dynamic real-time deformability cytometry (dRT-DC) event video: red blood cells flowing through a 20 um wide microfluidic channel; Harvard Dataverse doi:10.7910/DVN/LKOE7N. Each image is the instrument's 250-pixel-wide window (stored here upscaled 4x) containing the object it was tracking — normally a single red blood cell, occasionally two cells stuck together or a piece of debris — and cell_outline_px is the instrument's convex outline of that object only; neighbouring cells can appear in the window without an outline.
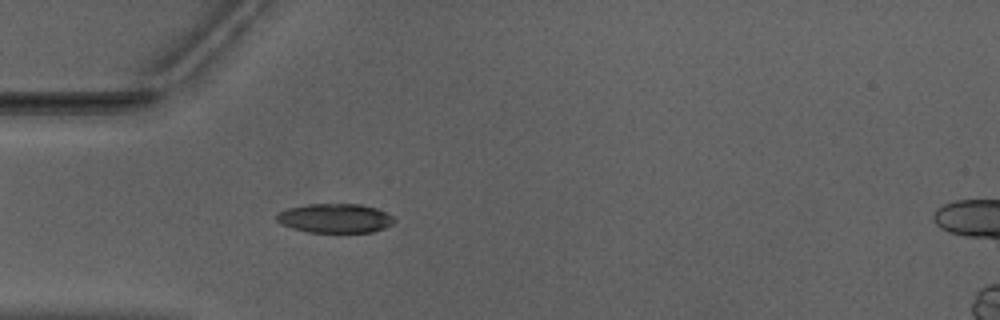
{"species": "Egyptian fruit bat (a non-hibernating species)", "species_latin": "Rousettus aegyptiacus", "temperature_condition": "warm", "stored_images_in_passage": 52, "camera_frame_rate_fps": 3000, "um_per_image_px": 0.085, "animal": {"sex": "male"}, "frame": {"image": 1, "passage_image": 16, "time_ms": 5.0, "image_size_px": [1000, 320], "cell_outline_px": [[396, 220], [392, 224], [384, 228], [372, 232], [308, 232], [292, 228], [276, 220], [276, 216], [280, 212], [288, 208], [308, 204], [360, 204], [376, 208], [392, 216]], "centroid_in_image_um": [28.5, 18.55], "position_along_channel_um": 56.5, "area_um2": 19.83}}
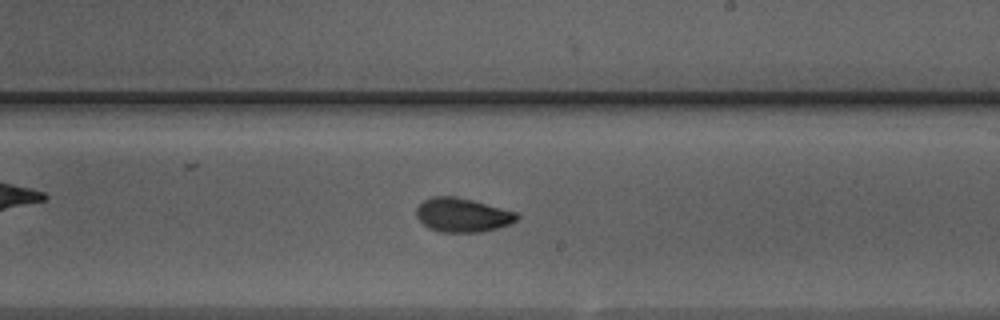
{"frame": {"image": 2, "passage_image": 31, "time_ms": 10.0, "image_size_px": [1000, 320], "cell_outline_px": [[520, 216], [512, 224], [480, 232], [440, 232], [428, 228], [416, 216], [416, 208], [424, 200], [432, 196], [456, 196], [472, 200], [516, 212]], "centroid_in_image_um": [39.3, 18.28], "position_along_channel_um": 249.7, "area_um2": 19.88}}
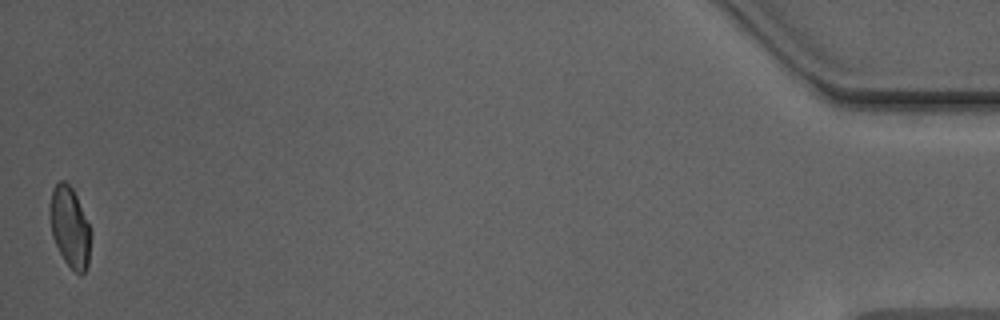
{"frame": {"image": 3, "passage_image": 52, "time_ms": 17.0, "image_size_px": [1000, 320], "cell_outline_px": [[92, 232], [88, 264], [84, 272], [80, 276], [64, 260], [52, 236], [48, 216], [48, 208], [52, 188], [60, 180], [64, 180], [72, 188], [92, 228]], "centroid_in_image_um": [5.93, 19.28], "position_along_channel_um": 429.3, "area_um2": 19.59}, "authors_computed_cell_mechanics": {"area_um2": 19.5364, "velocity_mm_per_s": 3.9668, "shape_relaxation_time_tau1_ms": 5.2064, "shape_relaxation_time_tau2_ms": 1.8702, "deformation_change_tau1": 0.1528, "deformation_change_tau2": 0.0635}}